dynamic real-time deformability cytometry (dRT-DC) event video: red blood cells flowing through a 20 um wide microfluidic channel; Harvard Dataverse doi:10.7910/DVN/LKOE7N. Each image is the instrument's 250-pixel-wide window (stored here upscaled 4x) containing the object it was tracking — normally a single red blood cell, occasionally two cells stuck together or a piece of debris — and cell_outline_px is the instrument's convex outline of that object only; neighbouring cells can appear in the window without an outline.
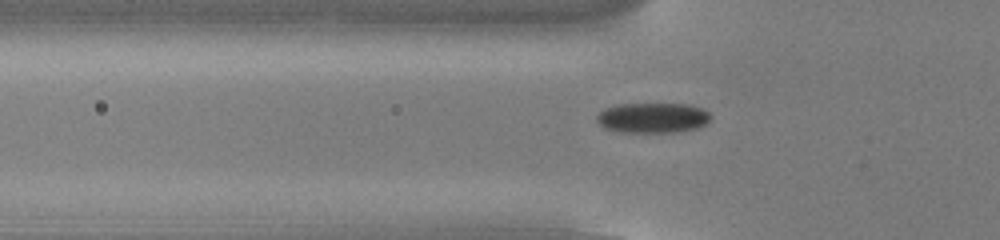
{"species": "common noctule bat (a hibernating species)", "species_latin": "Nyctalus noctula", "temperature_condition": "cold", "stored_images_in_passage": 35, "camera_frame_rate_fps": 3000, "um_per_image_px": 0.085, "animal": {"sex": "male", "body_mass_g": 13.0, "forearm_length_mm": 53.1}, "frame": {"image": 1, "passage_image": 4, "time_ms": 1.0, "image_size_px": [1000, 240], "cell_outline_px": [[712, 116], [700, 128], [676, 132], [620, 132], [604, 128], [596, 120], [596, 116], [604, 108], [616, 104], [688, 104], [704, 108]], "centroid_in_image_um": [55.48, 10.01], "position_along_channel_um": 70.3, "area_um2": 20.23}}
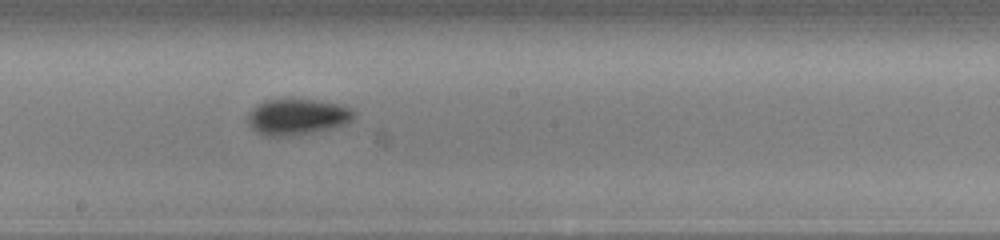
{"frame": {"image": 2, "passage_image": 16, "time_ms": 5.0, "image_size_px": [1000, 240], "cell_outline_px": [[356, 116], [344, 124], [328, 128], [308, 132], [280, 136], [268, 136], [256, 132], [248, 124], [248, 112], [256, 104], [264, 100], [288, 96], [316, 100], [336, 104], [352, 108], [356, 112]], "centroid_in_image_um": [25.2, 9.86], "position_along_channel_um": 223.0, "area_um2": 22.54}}
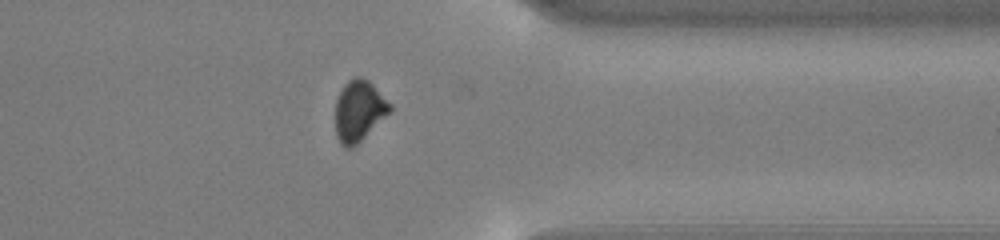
{"frame": {"image": 3, "passage_image": 29, "time_ms": 9.333, "image_size_px": [1000, 240], "cell_outline_px": [[392, 108], [352, 148], [344, 148], [340, 144], [336, 136], [336, 100], [344, 84], [348, 80], [356, 76], [360, 76], [368, 80], [392, 104]], "centroid_in_image_um": [30.48, 9.4], "position_along_channel_um": 380.9, "area_um2": 18.96}, "authors_computed_cell_mechanics": {"area_um2": 20.6346, "velocity_mm_per_s": 3.8263, "shape_relaxation_time_tau1_ms": 2.2595, "shape_relaxation_time_tau2_ms": null, "deformation_change_tau1": 0.0907, "deformation_change_tau2": null}}